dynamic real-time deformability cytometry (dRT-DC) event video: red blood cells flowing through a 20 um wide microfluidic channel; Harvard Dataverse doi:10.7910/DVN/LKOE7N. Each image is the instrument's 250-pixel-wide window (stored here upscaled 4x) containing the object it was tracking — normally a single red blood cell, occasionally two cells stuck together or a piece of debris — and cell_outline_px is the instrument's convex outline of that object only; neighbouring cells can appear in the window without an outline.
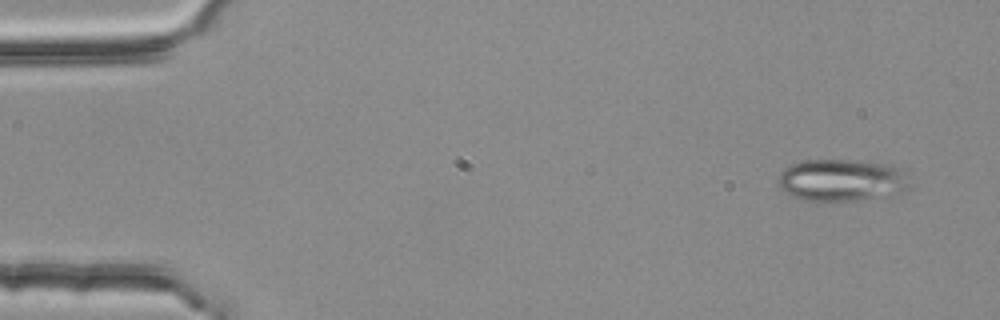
{"species": "common noctule bat (a hibernating species)", "species_latin": "Nyctalus noctula", "temperature_condition": "room temperature", "stored_images_in_passage": 3, "camera_frame_rate_fps": 3000, "um_per_image_px": 0.085, "animal": {"sex": "female", "body_mass_g": 25.1}, "frame": {"image": 1, "passage_image": 1, "time_ms": 0.0, "image_size_px": [1000, 320], "cell_outline_px": [[908, 188], [896, 192], [856, 200], [812, 200], [796, 196], [784, 192], [776, 184], [776, 180], [780, 172], [784, 168], [800, 160], [860, 160], [888, 164], [908, 168]], "centroid_in_image_um": [71.54, 15.26], "position_along_channel_um": 13.5, "area_um2": 32.19}}